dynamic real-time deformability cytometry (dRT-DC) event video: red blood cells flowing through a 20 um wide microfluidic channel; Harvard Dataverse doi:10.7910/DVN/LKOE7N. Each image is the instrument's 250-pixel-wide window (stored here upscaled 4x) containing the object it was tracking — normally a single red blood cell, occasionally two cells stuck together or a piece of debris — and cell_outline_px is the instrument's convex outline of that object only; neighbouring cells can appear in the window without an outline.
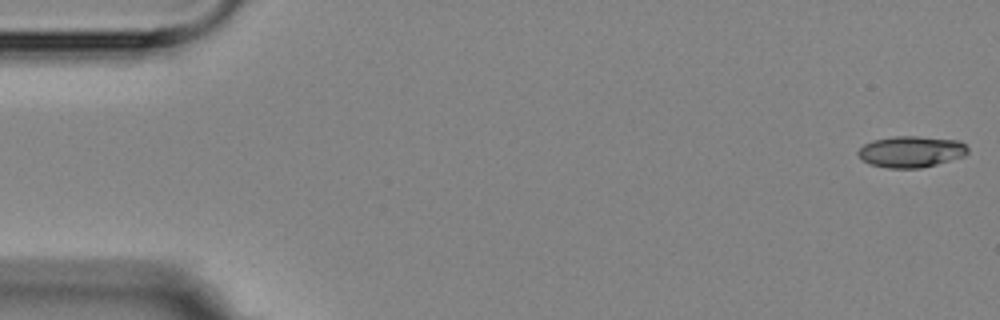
{"species": "Egyptian fruit bat (a non-hibernating species)", "species_latin": "Rousettus aegyptiacus", "temperature_condition": "room temperature", "stored_images_in_passage": 5, "camera_frame_rate_fps": 3000, "um_per_image_px": 0.085, "animal": {"sex": "female"}, "frame": {"image": 1, "passage_image": 1, "time_ms": 0.0, "image_size_px": [1000, 320], "cell_outline_px": [[968, 152], [964, 156], [936, 164], [920, 168], [888, 168], [868, 164], [856, 152], [864, 144], [872, 140], [896, 136], [916, 136], [960, 140], [968, 148]], "centroid_in_image_um": [77.44, 12.89], "position_along_channel_um": 7.6, "area_um2": 20.0}}